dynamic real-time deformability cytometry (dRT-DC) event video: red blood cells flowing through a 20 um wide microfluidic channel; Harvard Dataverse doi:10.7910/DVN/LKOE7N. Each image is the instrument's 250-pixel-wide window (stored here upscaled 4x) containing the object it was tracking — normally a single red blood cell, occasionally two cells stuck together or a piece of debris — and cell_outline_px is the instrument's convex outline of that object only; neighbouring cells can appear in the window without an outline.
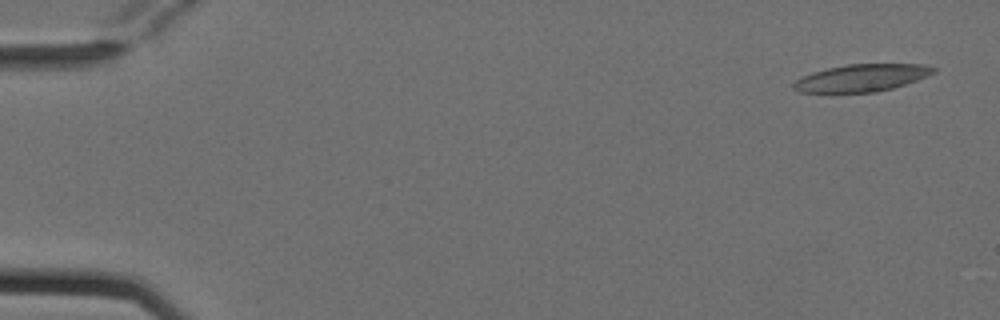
{"species": "Egyptian fruit bat (a non-hibernating species)", "species_latin": "Rousettus aegyptiacus", "temperature_condition": "cold", "stored_images_in_passage": 6, "camera_frame_rate_fps": 3000, "um_per_image_px": 0.085, "animal": {"sex": "female"}, "frame": {"image": 1, "passage_image": 1, "time_ms": 0.0, "image_size_px": [1000, 320], "cell_outline_px": [[936, 72], [928, 76], [892, 88], [876, 92], [800, 92], [792, 88], [792, 84], [796, 80], [812, 72], [828, 68], [848, 64], [920, 64], [936, 68]], "centroid_in_image_um": [73.24, 6.61], "position_along_channel_um": 11.8, "area_um2": 22.02}}